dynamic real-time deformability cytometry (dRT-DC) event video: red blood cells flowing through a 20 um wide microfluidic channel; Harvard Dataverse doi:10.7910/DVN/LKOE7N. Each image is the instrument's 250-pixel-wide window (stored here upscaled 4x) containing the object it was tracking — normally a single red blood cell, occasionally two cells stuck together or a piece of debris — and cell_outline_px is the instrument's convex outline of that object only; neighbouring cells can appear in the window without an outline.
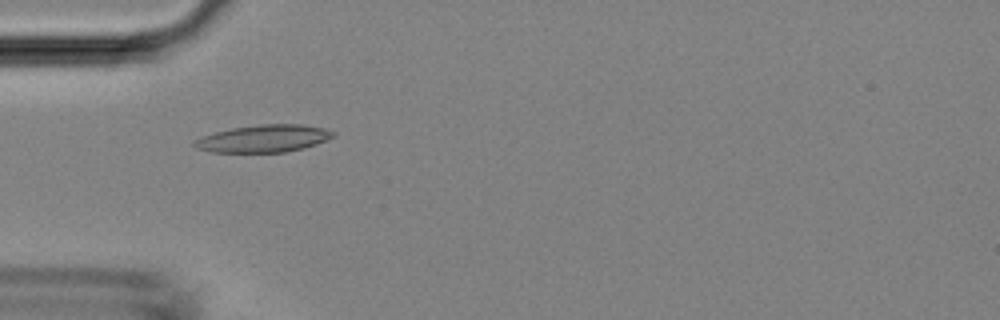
{"species": "Egyptian fruit bat (a non-hibernating species)", "species_latin": "Rousettus aegyptiacus", "temperature_condition": "room temperature", "stored_images_in_passage": 48, "camera_frame_rate_fps": 3000, "um_per_image_px": 0.085, "animal": {"sex": "female"}, "frame": {"image": 1, "passage_image": 15, "time_ms": 4.667, "image_size_px": [1000, 320], "cell_outline_px": [[336, 136], [316, 144], [304, 148], [284, 152], [212, 152], [196, 148], [192, 144], [192, 140], [216, 132], [232, 128], [260, 124], [300, 124], [324, 128], [336, 132]], "centroid_in_image_um": [22.42, 11.77], "position_along_channel_um": 62.6, "area_um2": 22.14}}
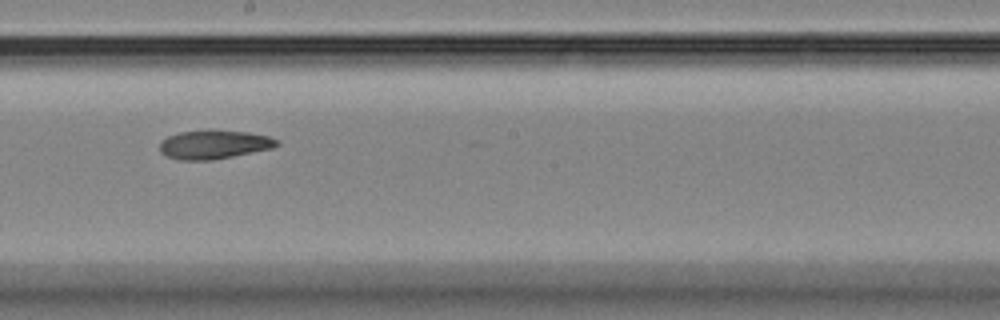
{"frame": {"image": 2, "passage_image": 27, "time_ms": 8.667, "image_size_px": [1000, 320], "cell_outline_px": [[280, 144], [272, 148], [212, 160], [180, 160], [164, 156], [160, 152], [160, 140], [168, 136], [180, 132], [208, 128], [248, 132], [268, 136], [280, 140]], "centroid_in_image_um": [18.16, 12.26], "position_along_channel_um": 230.0, "area_um2": 20.11}}
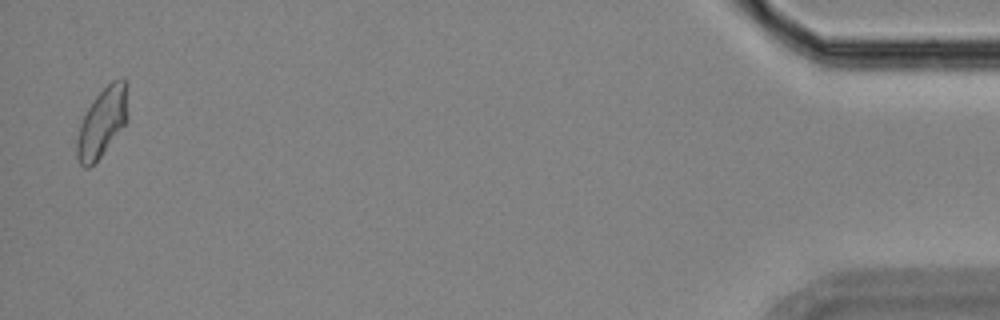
{"frame": {"image": 3, "passage_image": 47, "time_ms": 15.333, "image_size_px": [1000, 320], "cell_outline_px": [[128, 120], [100, 156], [88, 168], [84, 168], [80, 164], [76, 156], [76, 136], [80, 124], [92, 100], [112, 80], [124, 76], [128, 80]], "centroid_in_image_um": [8.71, 10.33], "position_along_channel_um": 426.5, "area_um2": 20.75}}